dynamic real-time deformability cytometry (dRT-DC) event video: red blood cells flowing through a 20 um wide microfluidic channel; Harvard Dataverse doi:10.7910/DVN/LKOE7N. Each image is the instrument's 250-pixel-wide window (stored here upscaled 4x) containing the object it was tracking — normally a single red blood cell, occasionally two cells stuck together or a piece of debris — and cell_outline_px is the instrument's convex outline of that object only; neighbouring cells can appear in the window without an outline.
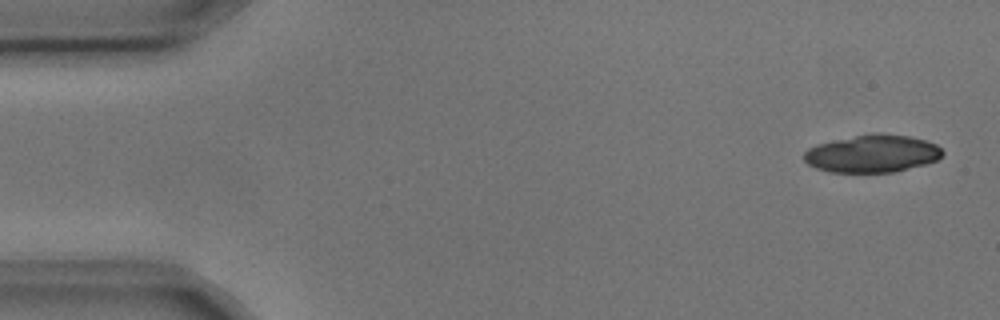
{"species": "common noctule bat (a hibernating species)", "species_latin": "Nyctalus noctula", "temperature_condition": "cold", "stored_images_in_passage": 4, "camera_frame_rate_fps": 3000, "um_per_image_px": 0.085, "animal": {"sex": "male", "body_mass_g": 17.9, "forearm_length_mm": 54.2}, "frame": {"image": 1, "passage_image": 1, "time_ms": 0.0, "image_size_px": [1000, 320], "cell_outline_px": [[944, 152], [936, 160], [924, 164], [892, 172], [828, 172], [816, 168], [808, 164], [804, 160], [804, 152], [808, 148], [816, 144], [872, 132], [880, 132], [908, 136], [924, 140], [936, 144]], "centroid_in_image_um": [74.11, 13.05], "position_along_channel_um": 10.9, "area_um2": 30.29}}